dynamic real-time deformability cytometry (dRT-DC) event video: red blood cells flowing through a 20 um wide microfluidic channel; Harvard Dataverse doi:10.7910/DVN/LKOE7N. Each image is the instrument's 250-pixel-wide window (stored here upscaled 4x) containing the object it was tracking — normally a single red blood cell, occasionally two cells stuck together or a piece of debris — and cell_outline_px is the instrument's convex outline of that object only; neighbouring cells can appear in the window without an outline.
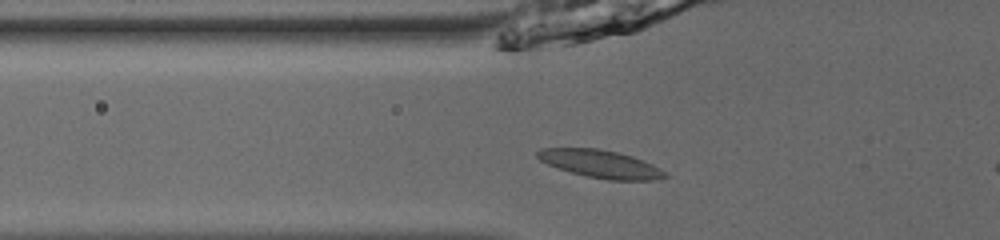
{"species": "common noctule bat (a hibernating species)", "species_latin": "Nyctalus noctula", "temperature_condition": "room temperature", "stored_images_in_passage": 41, "camera_frame_rate_fps": 3000, "um_per_image_px": 0.085, "animal": {"sex": "male", "body_mass_g": 13.0, "forearm_length_mm": 53.1}, "frame": {"image": 1, "passage_image": 12, "time_ms": 3.667, "image_size_px": [1000, 240], "cell_outline_px": [[668, 176], [660, 180], [608, 180], [588, 176], [572, 172], [548, 164], [540, 160], [536, 156], [536, 152], [540, 148], [600, 148], [632, 156], [652, 164], [660, 168]], "centroid_in_image_um": [51.06, 13.93], "position_along_channel_um": 74.7, "area_um2": 20.52}}
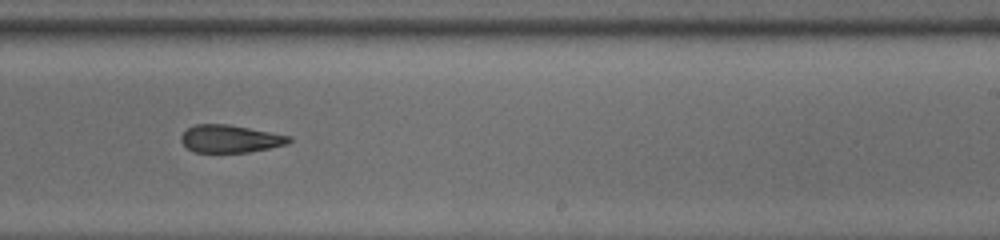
{"frame": {"image": 2, "passage_image": 27, "time_ms": 8.667, "image_size_px": [1000, 240], "cell_outline_px": [[292, 140], [288, 144], [248, 152], [192, 152], [180, 140], [180, 136], [188, 128], [196, 124], [228, 124], [292, 136]], "centroid_in_image_um": [19.57, 11.79], "position_along_channel_um": 269.4, "area_um2": 17.34}}
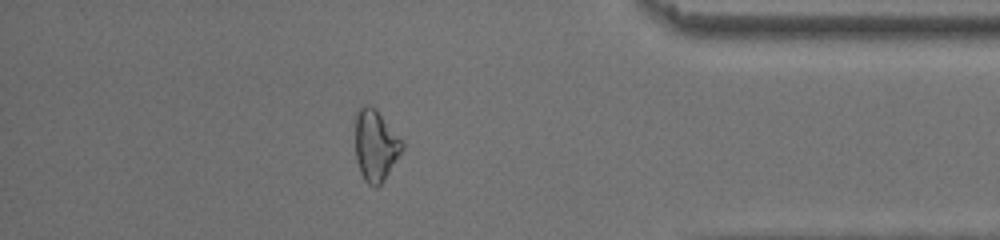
{"frame": {"image": 3, "passage_image": 39, "time_ms": 12.667, "image_size_px": [1000, 240], "cell_outline_px": [[404, 148], [380, 184], [368, 184], [364, 180], [360, 172], [356, 160], [356, 116], [360, 108], [364, 104], [368, 104], [376, 108], [404, 140]], "centroid_in_image_um": [31.94, 12.3], "position_along_channel_um": 403.3, "area_um2": 19.36}}